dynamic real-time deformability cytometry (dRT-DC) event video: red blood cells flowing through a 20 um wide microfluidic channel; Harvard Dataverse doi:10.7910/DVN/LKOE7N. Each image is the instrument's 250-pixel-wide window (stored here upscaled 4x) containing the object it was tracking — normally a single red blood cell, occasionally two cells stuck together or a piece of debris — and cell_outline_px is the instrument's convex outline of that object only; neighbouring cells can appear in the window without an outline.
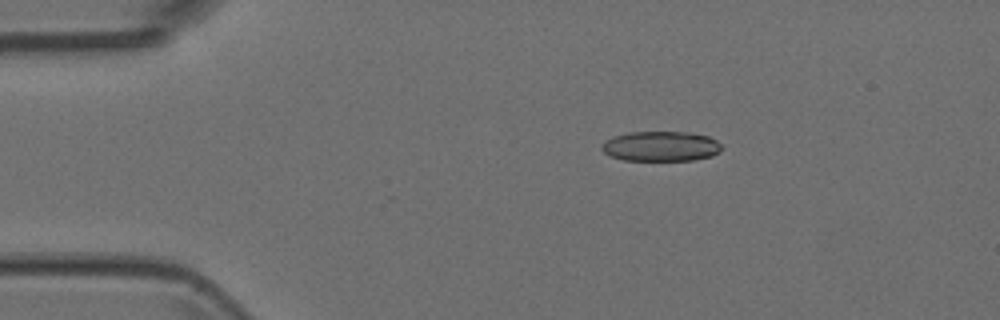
{"species": "Egyptian fruit bat (a non-hibernating species)", "species_latin": "Rousettus aegyptiacus", "temperature_condition": "room temperature", "stored_images_in_passage": 7, "camera_frame_rate_fps": 3000, "um_per_image_px": 0.085, "animal": {"sex": "female"}, "frame": {"image": 1, "passage_image": 2, "time_ms": 0.333, "image_size_px": [1000, 320], "cell_outline_px": [[720, 152], [712, 156], [692, 160], [624, 160], [612, 156], [604, 152], [600, 148], [600, 144], [612, 136], [628, 132], [688, 132], [708, 136], [716, 140], [720, 144]], "centroid_in_image_um": [56.14, 12.42], "position_along_channel_um": 28.9, "area_um2": 20.98}}
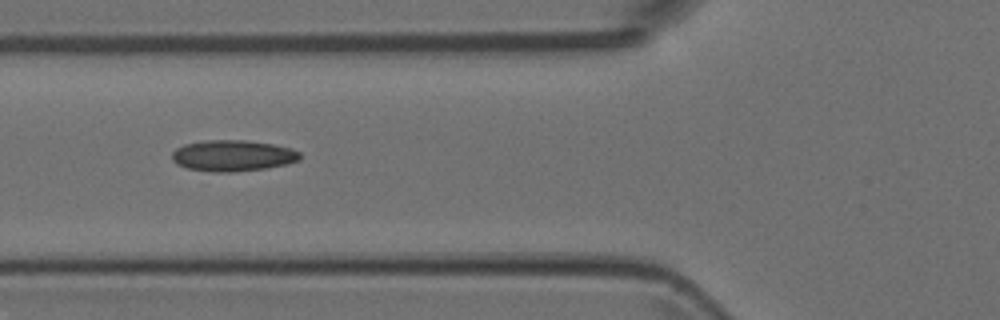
{"frame": {"image": 2, "passage_image": 5, "time_ms": 1.333, "image_size_px": [1000, 320], "cell_outline_px": [[300, 160], [288, 164], [264, 168], [232, 172], [212, 172], [188, 168], [176, 164], [172, 160], [172, 152], [176, 148], [184, 144], [204, 140], [244, 140], [272, 144], [292, 148], [300, 152]], "centroid_in_image_um": [19.78, 13.23], "position_along_channel_um": 106.0, "area_um2": 23.29}}
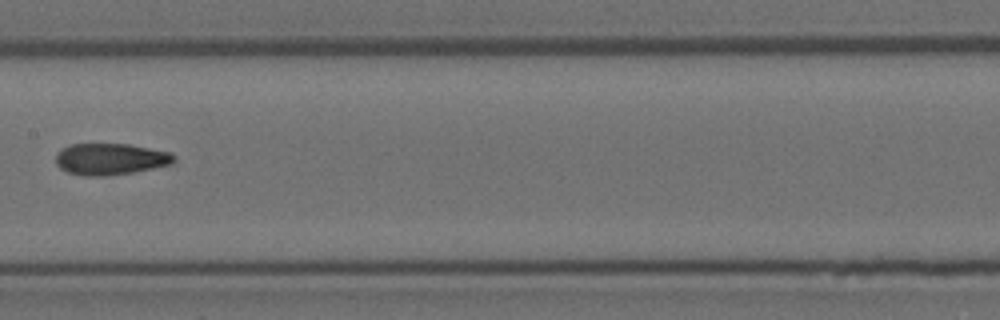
{"frame": {"image": 3, "passage_image": 7, "time_ms": 2.0, "image_size_px": [1000, 320], "cell_outline_px": [[176, 160], [172, 164], [132, 172], [104, 176], [84, 176], [68, 172], [60, 168], [56, 164], [56, 152], [60, 148], [68, 144], [128, 144], [168, 152], [176, 156]], "centroid_in_image_um": [9.34, 13.51], "position_along_channel_um": 198.1, "area_um2": 21.73}}